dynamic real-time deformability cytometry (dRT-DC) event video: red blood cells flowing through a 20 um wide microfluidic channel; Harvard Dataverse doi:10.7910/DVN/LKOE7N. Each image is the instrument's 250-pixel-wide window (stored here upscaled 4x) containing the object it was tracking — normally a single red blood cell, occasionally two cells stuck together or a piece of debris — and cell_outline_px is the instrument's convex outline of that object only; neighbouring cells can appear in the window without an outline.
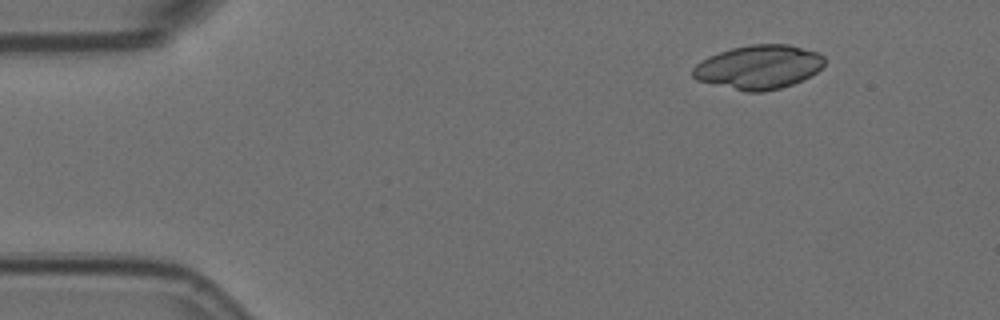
{"species": "Egyptian fruit bat (a non-hibernating species)", "species_latin": "Rousettus aegyptiacus", "temperature_condition": "room temperature", "stored_images_in_passage": 51, "camera_frame_rate_fps": 3000, "um_per_image_px": 0.085, "animal": {"sex": "female"}, "frame": {"image": 1, "passage_image": 1, "time_ms": 0.0, "image_size_px": [1000, 320], "cell_outline_px": [[824, 64], [816, 72], [792, 84], [780, 88], [764, 92], [744, 92], [696, 80], [692, 76], [692, 68], [696, 64], [708, 56], [732, 48], [752, 44], [788, 44], [820, 52], [824, 56]], "centroid_in_image_um": [64.47, 5.7], "position_along_channel_um": 20.5, "area_um2": 33.81}}